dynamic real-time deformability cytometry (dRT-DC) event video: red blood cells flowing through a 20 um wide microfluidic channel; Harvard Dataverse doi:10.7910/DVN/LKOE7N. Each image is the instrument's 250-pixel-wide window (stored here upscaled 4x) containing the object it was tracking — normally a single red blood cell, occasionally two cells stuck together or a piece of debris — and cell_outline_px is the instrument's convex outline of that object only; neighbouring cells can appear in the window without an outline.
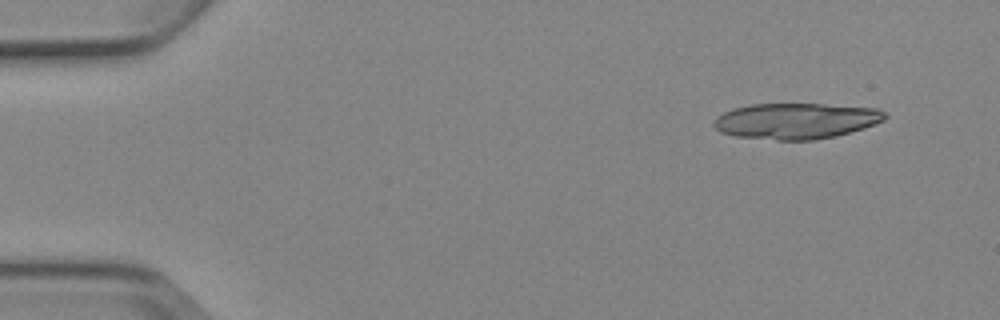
{"species": "Egyptian fruit bat (a non-hibernating species)", "species_latin": "Rousettus aegyptiacus", "temperature_condition": "cold", "stored_images_in_passage": 4, "camera_frame_rate_fps": 3000, "um_per_image_px": 0.085, "animal": {"sex": "female"}, "frame": {"image": 1, "passage_image": 1, "time_ms": 0.0, "image_size_px": [1000, 320], "cell_outline_px": [[888, 116], [884, 120], [864, 128], [836, 136], [816, 140], [776, 140], [736, 136], [720, 132], [712, 124], [716, 116], [732, 108], [752, 104], [824, 104], [880, 108]], "centroid_in_image_um": [67.66, 10.27], "position_along_channel_um": 17.3, "area_um2": 36.01}}